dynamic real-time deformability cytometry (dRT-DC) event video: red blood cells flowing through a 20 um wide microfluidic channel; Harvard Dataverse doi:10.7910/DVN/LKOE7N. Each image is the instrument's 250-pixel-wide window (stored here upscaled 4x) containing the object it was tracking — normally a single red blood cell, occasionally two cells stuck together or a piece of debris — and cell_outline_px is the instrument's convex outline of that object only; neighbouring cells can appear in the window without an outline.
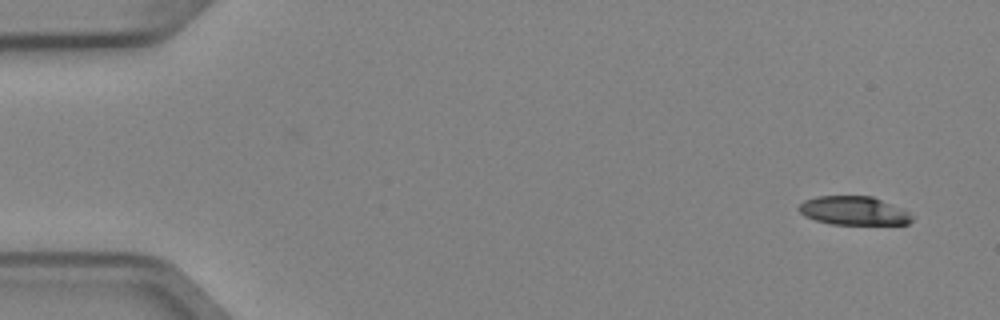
{"species": "Egyptian fruit bat (a non-hibernating species)", "species_latin": "Rousettus aegyptiacus", "temperature_condition": "cold", "stored_images_in_passage": 2, "camera_frame_rate_fps": 3000, "um_per_image_px": 0.085, "animal": {"sex": "female"}, "frame": {"image": 1, "passage_image": 2, "time_ms": 0.333, "image_size_px": [1000, 320], "cell_outline_px": [[912, 220], [908, 224], [832, 224], [816, 220], [804, 216], [800, 212], [800, 204], [804, 200], [816, 196], [872, 196], [900, 208], [908, 212], [912, 216]], "centroid_in_image_um": [72.55, 17.91], "position_along_channel_um": 12.5, "area_um2": 18.67}}